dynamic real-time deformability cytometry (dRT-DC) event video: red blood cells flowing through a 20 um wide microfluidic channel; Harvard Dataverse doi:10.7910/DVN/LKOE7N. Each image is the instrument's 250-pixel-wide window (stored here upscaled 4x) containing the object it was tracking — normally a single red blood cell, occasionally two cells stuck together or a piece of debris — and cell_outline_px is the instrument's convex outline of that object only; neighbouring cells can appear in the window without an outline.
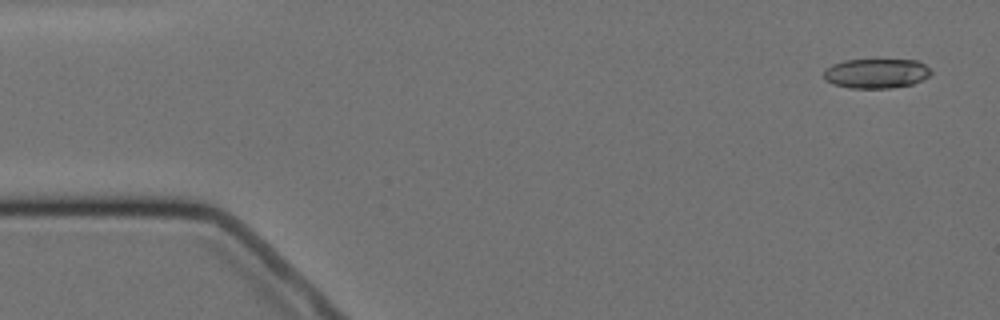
{"species": "Egyptian fruit bat (a non-hibernating species)", "species_latin": "Rousettus aegyptiacus", "temperature_condition": "cold", "stored_images_in_passage": 6, "camera_frame_rate_fps": 3000, "um_per_image_px": 0.085, "animal": {"sex": "female"}, "frame": {"image": 1, "passage_image": 1, "time_ms": 0.0, "image_size_px": [1000, 320], "cell_outline_px": [[932, 72], [928, 76], [912, 84], [892, 88], [848, 88], [832, 84], [824, 80], [824, 68], [832, 64], [844, 60], [916, 60], [924, 64]], "centroid_in_image_um": [74.42, 6.24], "position_along_channel_um": 10.6, "area_um2": 18.55}}
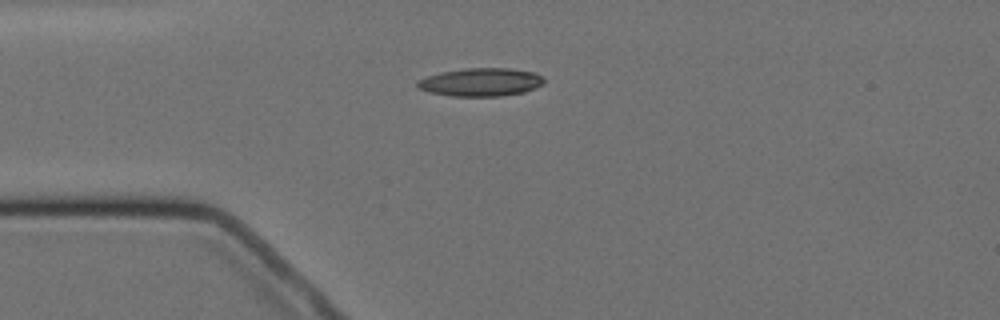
{"frame": {"image": 2, "passage_image": 4, "time_ms": 3.667, "image_size_px": [1000, 320], "cell_outline_px": [[544, 84], [536, 88], [524, 92], [504, 96], [452, 96], [428, 92], [420, 88], [416, 84], [416, 80], [440, 72], [464, 68], [508, 68], [536, 72], [544, 80]], "centroid_in_image_um": [40.88, 6.98], "position_along_channel_um": 44.1, "area_um2": 20.92}}
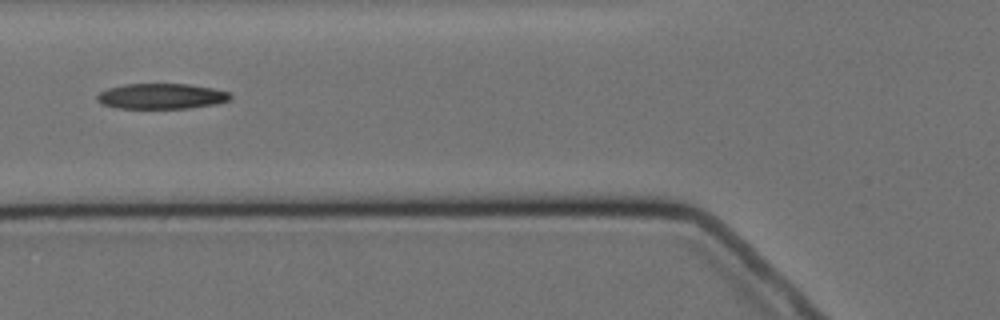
{"frame": {"image": 3, "passage_image": 6, "time_ms": 6.0, "image_size_px": [1000, 320], "cell_outline_px": [[232, 96], [228, 100], [216, 104], [188, 108], [116, 108], [104, 104], [96, 100], [96, 96], [100, 92], [108, 88], [124, 84], [188, 84], [212, 88], [228, 92]], "centroid_in_image_um": [13.7, 8.18], "position_along_channel_um": 112.1, "area_um2": 19.65}}